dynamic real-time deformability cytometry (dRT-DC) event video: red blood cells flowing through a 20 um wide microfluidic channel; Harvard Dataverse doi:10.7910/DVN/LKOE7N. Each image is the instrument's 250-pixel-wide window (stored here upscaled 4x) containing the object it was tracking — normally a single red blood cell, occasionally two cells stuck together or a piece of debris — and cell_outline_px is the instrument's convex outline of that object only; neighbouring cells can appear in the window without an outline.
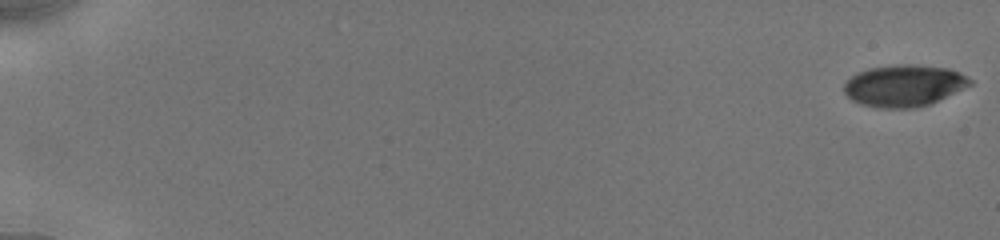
{"species": "human", "species_latin": "Homo sapiens", "temperature_condition": "cold", "stored_images_in_passage": 10, "camera_frame_rate_fps": 3000, "um_per_image_px": 0.085, "donor": {"sex": "male"}, "frame": {"image": 1, "passage_image": 1, "time_ms": 0.0, "image_size_px": [1000, 240], "cell_outline_px": [[972, 84], [932, 104], [916, 108], [880, 108], [860, 104], [852, 100], [844, 92], [844, 80], [856, 72], [868, 68], [896, 64], [916, 64], [948, 68], [960, 72], [972, 80]], "centroid_in_image_um": [76.82, 7.27], "position_along_channel_um": 8.2, "area_um2": 31.1}}
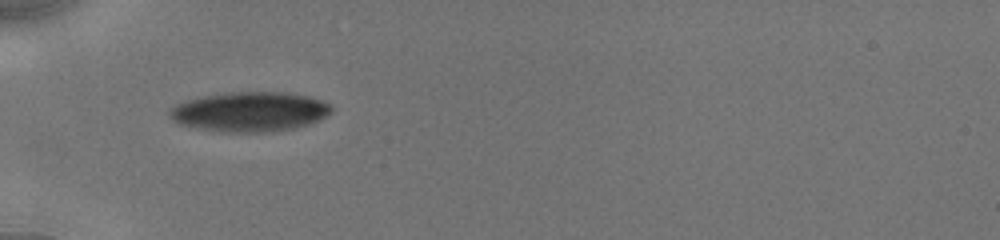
{"frame": {"image": 2, "passage_image": 9, "time_ms": 6.333, "image_size_px": [1000, 240], "cell_outline_px": [[332, 112], [328, 116], [320, 120], [296, 128], [272, 132], [220, 132], [196, 128], [176, 124], [168, 116], [168, 112], [176, 104], [188, 100], [204, 96], [228, 92], [288, 92], [308, 96], [320, 100], [328, 104], [332, 108]], "centroid_in_image_um": [21.22, 9.51], "position_along_channel_um": 63.8, "area_um2": 37.8}}
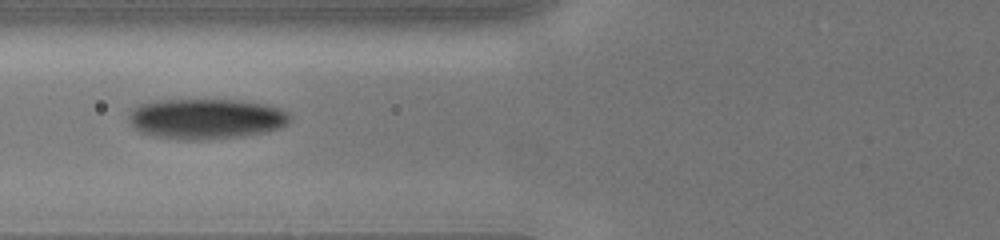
{"frame": {"image": 3, "passage_image": 10, "time_ms": 7.667, "image_size_px": [1000, 240], "cell_outline_px": [[292, 120], [288, 124], [280, 128], [264, 132], [244, 136], [200, 140], [188, 140], [156, 136], [144, 132], [136, 128], [132, 124], [128, 116], [136, 104], [156, 100], [244, 100], [264, 104], [280, 108], [288, 112], [292, 116]], "centroid_in_image_um": [17.57, 10.08], "position_along_channel_um": 108.2, "area_um2": 38.03}}